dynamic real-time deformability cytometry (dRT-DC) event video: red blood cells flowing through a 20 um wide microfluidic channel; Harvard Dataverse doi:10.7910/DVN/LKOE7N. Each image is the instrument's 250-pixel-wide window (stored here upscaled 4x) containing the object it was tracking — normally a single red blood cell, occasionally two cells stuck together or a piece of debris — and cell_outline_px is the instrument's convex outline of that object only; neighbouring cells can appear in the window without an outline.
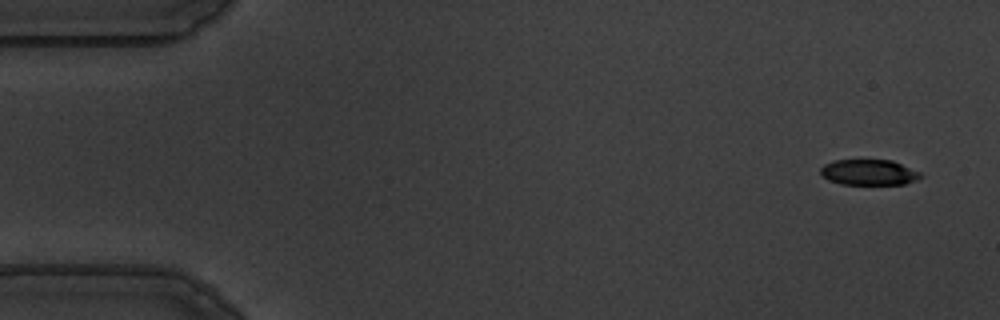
{"species": "common noctule bat (a hibernating species)", "species_latin": "Nyctalus noctula", "temperature_condition": "warm", "stored_images_in_passage": 54, "camera_frame_rate_fps": 3000, "um_per_image_px": 0.085, "animal": {"sex": "male", "body_mass_g": 19.5, "forearm_length_mm": 54.6}, "frame": {"image": 1, "passage_image": 1, "time_ms": 0.0, "image_size_px": [1000, 320], "cell_outline_px": [[924, 176], [916, 180], [904, 184], [840, 184], [828, 180], [820, 172], [820, 168], [824, 164], [832, 160], [892, 160], [920, 172]], "centroid_in_image_um": [73.85, 14.64], "position_along_channel_um": 11.1, "area_um2": 14.97}}
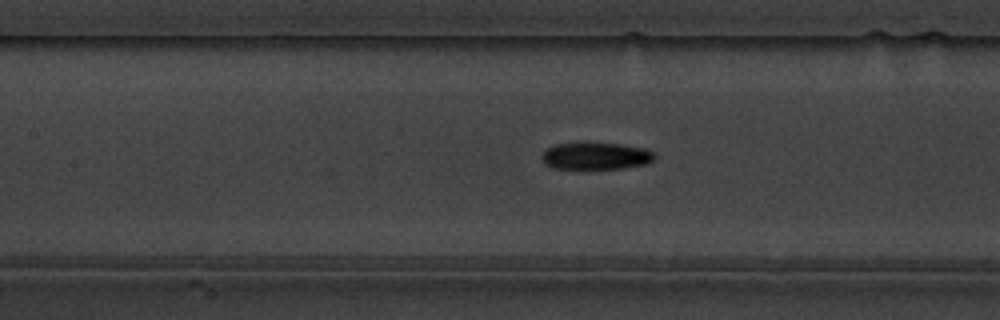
{"frame": {"image": 2, "passage_image": 23, "time_ms": 7.333, "image_size_px": [1000, 320], "cell_outline_px": [[656, 156], [652, 160], [644, 164], [624, 168], [552, 168], [544, 164], [540, 156], [544, 148], [556, 144], [584, 140], [588, 140], [620, 144], [644, 148], [656, 152]], "centroid_in_image_um": [50.58, 13.2], "position_along_channel_um": 156.8, "area_um2": 18.55}}
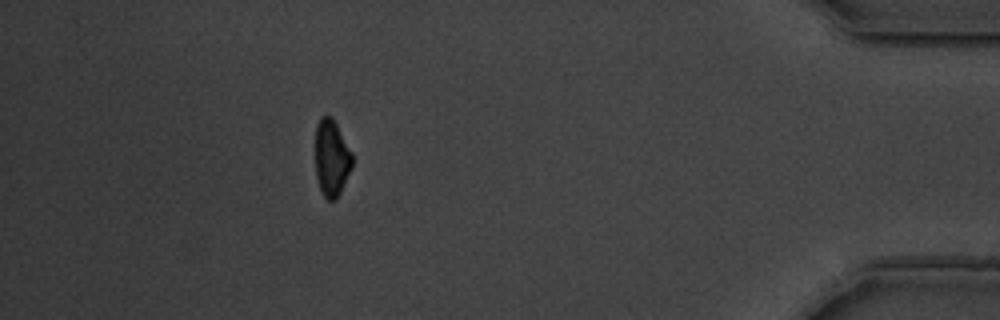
{"frame": {"image": 3, "passage_image": 48, "time_ms": 15.667, "image_size_px": [1000, 320], "cell_outline_px": [[352, 168], [336, 200], [328, 200], [324, 196], [320, 188], [316, 176], [316, 124], [320, 116], [332, 116], [352, 152]], "centroid_in_image_um": [28.19, 13.41], "position_along_channel_um": 407.0, "area_um2": 16.47}, "authors_computed_cell_mechanics": {"area_um2": 17.6868, "velocity_mm_per_s": 3.6347, "shape_relaxation_time_tau1_ms": 4.0988, "shape_relaxation_time_tau2_ms": null, "deformation_change_tau1": 0.1533, "deformation_change_tau2": null}}